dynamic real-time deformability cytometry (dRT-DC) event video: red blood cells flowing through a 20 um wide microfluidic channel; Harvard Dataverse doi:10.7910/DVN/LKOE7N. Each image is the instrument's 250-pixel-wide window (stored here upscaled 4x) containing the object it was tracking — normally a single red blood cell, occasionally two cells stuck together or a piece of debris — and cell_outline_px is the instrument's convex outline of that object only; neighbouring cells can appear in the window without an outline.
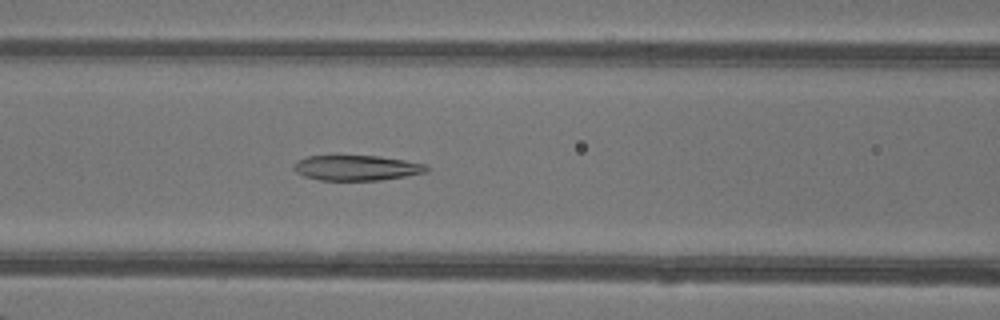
{"species": "common noctule bat (a hibernating species)", "species_latin": "Nyctalus noctula", "temperature_condition": "warm", "stored_images_in_passage": 48, "camera_frame_rate_fps": 3000, "um_per_image_px": 0.085, "animal": {"sex": "female"}, "frame": {"image": 1, "passage_image": 21, "time_ms": 6.667, "image_size_px": [1000, 320], "cell_outline_px": [[428, 172], [380, 180], [320, 180], [304, 176], [296, 172], [292, 168], [292, 164], [308, 156], [380, 156], [428, 164]], "centroid_in_image_um": [30.32, 14.27], "position_along_channel_um": 136.3, "area_um2": 19.48}}
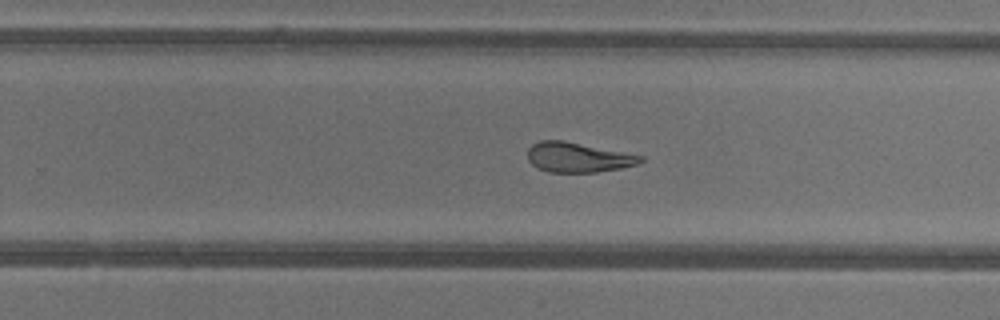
{"frame": {"image": 2, "passage_image": 31, "time_ms": 10.0, "image_size_px": [1000, 320], "cell_outline_px": [[644, 160], [636, 164], [620, 168], [596, 172], [548, 172], [536, 168], [528, 160], [528, 148], [532, 144], [540, 140], [564, 140], [644, 156]], "centroid_in_image_um": [49.09, 13.37], "position_along_channel_um": 280.7, "area_um2": 19.65}}
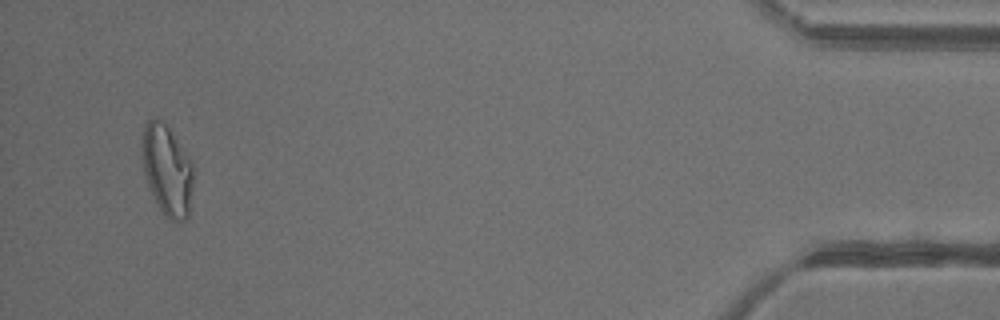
{"frame": {"image": 3, "passage_image": 46, "time_ms": 15.0, "image_size_px": [1000, 320], "cell_outline_px": [[192, 192], [188, 216], [184, 220], [172, 220], [164, 216], [156, 204], [148, 184], [144, 172], [140, 148], [144, 124], [148, 120], [156, 116], [168, 128], [192, 164]], "centroid_in_image_um": [14.16, 14.46], "position_along_channel_um": 421.0, "area_um2": 26.82}, "authors_computed_cell_mechanics": {"area_um2": 23.3801, "velocity_mm_per_s": 4.3472, "shape_relaxation_time_tau1_ms": null, "shape_relaxation_time_tau2_ms": 2.1324, "deformation_change_tau1": null, "deformation_change_tau2": 0.1143}}